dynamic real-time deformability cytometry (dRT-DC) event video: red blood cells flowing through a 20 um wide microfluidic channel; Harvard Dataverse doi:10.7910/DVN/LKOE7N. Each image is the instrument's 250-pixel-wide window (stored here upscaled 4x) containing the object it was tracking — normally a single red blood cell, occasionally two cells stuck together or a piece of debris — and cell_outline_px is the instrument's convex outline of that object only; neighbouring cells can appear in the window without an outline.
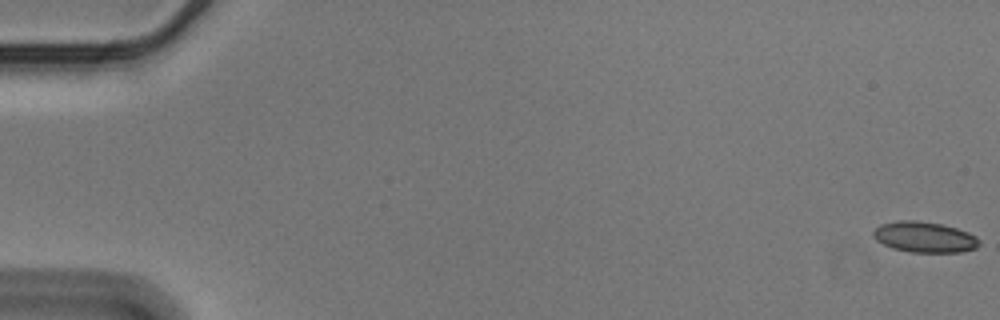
{"species": "Egyptian fruit bat (a non-hibernating species)", "species_latin": "Rousettus aegyptiacus", "temperature_condition": "cold", "stored_images_in_passage": 57, "camera_frame_rate_fps": 3000, "um_per_image_px": 0.085, "animal": {"sex": "male"}, "frame": {"image": 1, "passage_image": 1, "time_ms": 0.0, "image_size_px": [1000, 320], "cell_outline_px": [[980, 244], [976, 248], [960, 252], [908, 252], [892, 248], [876, 240], [872, 236], [872, 232], [880, 224], [896, 220], [916, 220], [940, 224], [956, 228], [968, 232], [976, 236], [980, 240]], "centroid_in_image_um": [78.56, 20.15], "position_along_channel_um": 6.4, "area_um2": 19.07}}
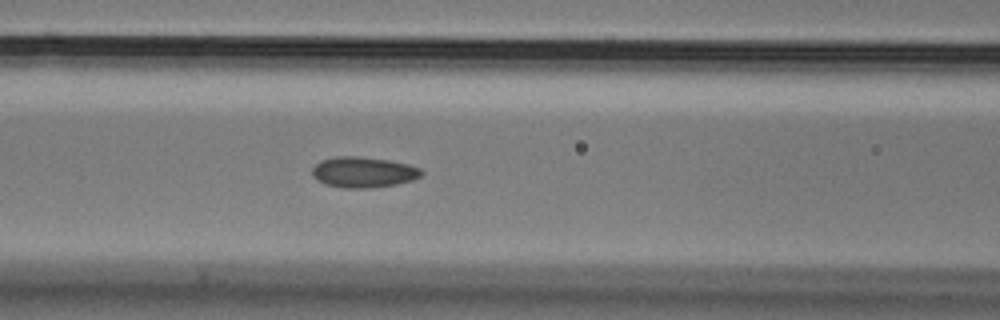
{"frame": {"image": 2, "passage_image": 25, "time_ms": 8.0, "image_size_px": [1000, 320], "cell_outline_px": [[424, 172], [420, 176], [412, 180], [396, 184], [372, 188], [344, 188], [324, 184], [316, 180], [312, 176], [312, 168], [320, 160], [336, 156], [360, 156], [388, 160], [408, 164], [420, 168]], "centroid_in_image_um": [30.86, 14.63], "position_along_channel_um": 135.7, "area_um2": 19.71}}
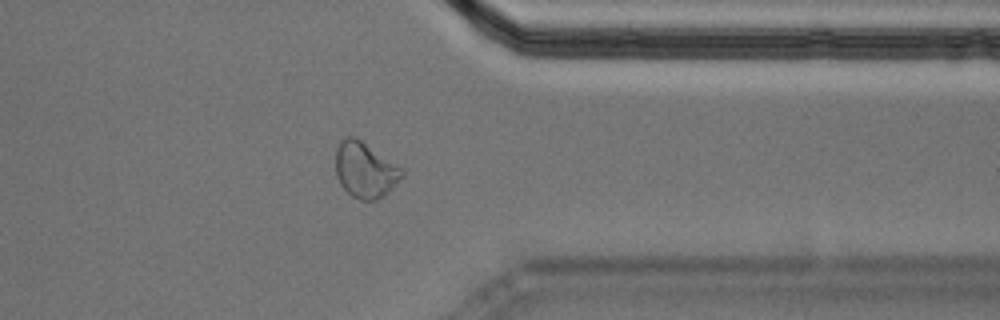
{"frame": {"image": 3, "passage_image": 46, "time_ms": 15.0, "image_size_px": [1000, 320], "cell_outline_px": [[404, 176], [384, 196], [376, 200], [360, 200], [352, 196], [340, 184], [336, 176], [336, 148], [340, 140], [344, 136], [352, 136], [360, 140], [404, 168]], "centroid_in_image_um": [31.04, 14.45], "position_along_channel_um": 380.4, "area_um2": 21.62}, "authors_computed_cell_mechanics": {"area_um2": 19.1318, "velocity_mm_per_s": 3.577, "shape_relaxation_time_tau1_ms": null, "shape_relaxation_time_tau2_ms": 3.1027, "deformation_change_tau1": null, "deformation_change_tau2": 0.0819}}